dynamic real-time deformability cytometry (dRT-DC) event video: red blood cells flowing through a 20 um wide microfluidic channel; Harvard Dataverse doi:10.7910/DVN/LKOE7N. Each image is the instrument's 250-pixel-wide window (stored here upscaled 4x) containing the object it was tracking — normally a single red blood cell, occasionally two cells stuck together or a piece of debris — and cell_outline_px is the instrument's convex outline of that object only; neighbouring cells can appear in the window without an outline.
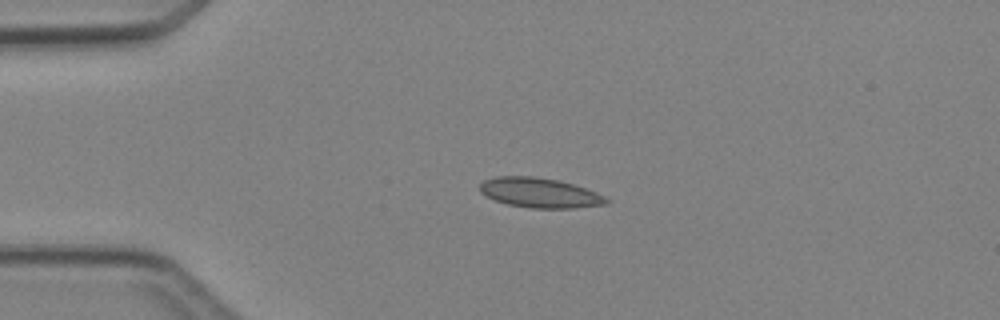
{"species": "Egyptian fruit bat (a non-hibernating species)", "species_latin": "Rousettus aegyptiacus", "temperature_condition": "cold", "stored_images_in_passage": 4, "camera_frame_rate_fps": 3000, "um_per_image_px": 0.085, "animal": {"sex": "female"}, "frame": {"image": 1, "passage_image": 3, "time_ms": 2.333, "image_size_px": [1000, 320], "cell_outline_px": [[608, 204], [576, 208], [532, 208], [508, 204], [496, 200], [480, 192], [480, 184], [484, 180], [496, 176], [532, 176], [560, 180], [596, 192], [604, 196], [608, 200]], "centroid_in_image_um": [45.88, 16.38], "position_along_channel_um": 39.1, "area_um2": 21.85}}